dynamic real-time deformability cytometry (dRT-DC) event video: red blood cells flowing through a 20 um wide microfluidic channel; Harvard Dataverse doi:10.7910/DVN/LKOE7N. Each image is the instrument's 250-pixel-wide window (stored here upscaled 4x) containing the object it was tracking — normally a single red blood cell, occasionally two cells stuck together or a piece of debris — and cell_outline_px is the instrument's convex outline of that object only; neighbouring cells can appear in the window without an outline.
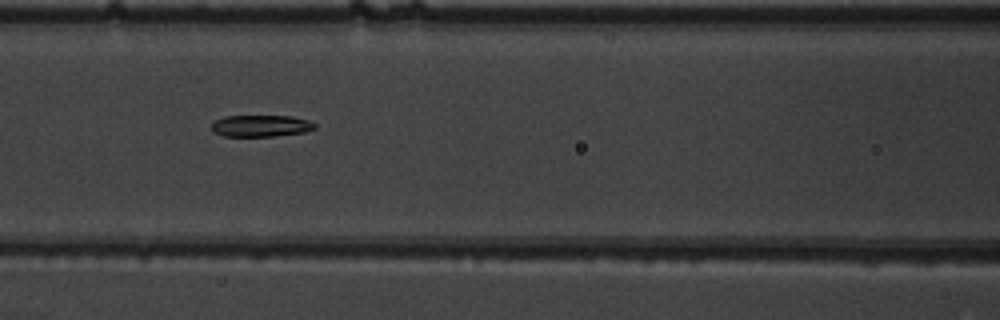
{"species": "common noctule bat (a hibernating species)", "species_latin": "Nyctalus noctula", "temperature_condition": "warm", "stored_images_in_passage": 37, "camera_frame_rate_fps": 3000, "um_per_image_px": 0.085, "animal": {"sex": "male", "body_mass_g": 19.5, "forearm_length_mm": 54.6}, "frame": {"image": 1, "passage_image": 8, "time_ms": 2.333, "image_size_px": [1000, 320], "cell_outline_px": [[316, 128], [304, 132], [276, 136], [224, 136], [212, 132], [212, 124], [216, 120], [224, 116], [292, 116], [308, 120], [316, 124]], "centroid_in_image_um": [22.18, 10.7], "position_along_channel_um": 144.4, "area_um2": 13.06}}
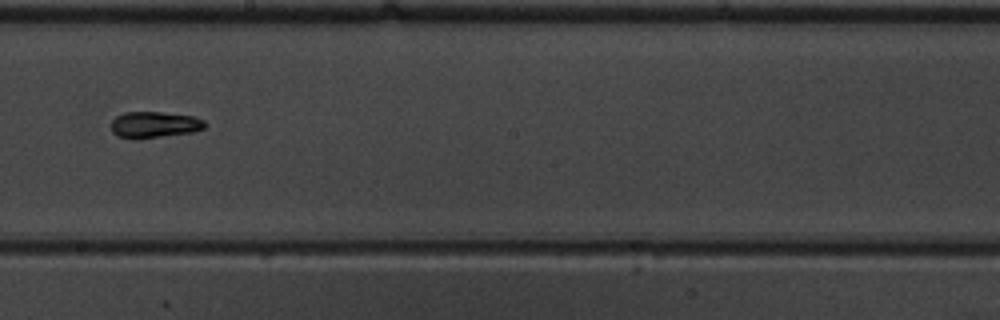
{"frame": {"image": 2, "passage_image": 15, "time_ms": 4.667, "image_size_px": [1000, 320], "cell_outline_px": [[208, 124], [204, 128], [192, 132], [136, 140], [132, 140], [116, 136], [112, 132], [112, 120], [116, 116], [124, 112], [160, 112], [192, 116], [204, 120]], "centroid_in_image_um": [13.09, 10.62], "position_along_channel_um": 235.1, "area_um2": 14.57}}
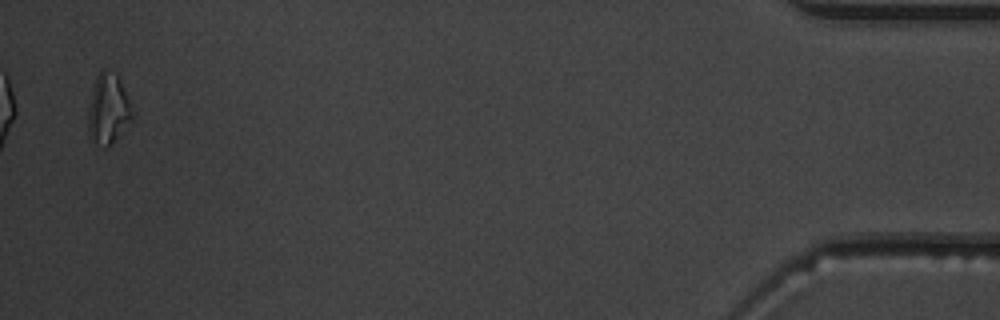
{"frame": {"image": 3, "passage_image": 36, "time_ms": 11.667, "image_size_px": [1000, 320], "cell_outline_px": [[136, 116], [104, 148], [96, 144], [88, 132], [88, 108], [96, 76], [104, 68], [116, 72], [120, 80]], "centroid_in_image_um": [9.2, 9.22], "position_along_channel_um": 426.0, "area_um2": 17.86}, "authors_computed_cell_mechanics": {"area_um2": 13.9876, "velocity_mm_per_s": 3.8882, "shape_relaxation_time_tau1_ms": 7.1126, "shape_relaxation_time_tau2_ms": 2.1831, "deformation_change_tau1": 0.2244, "deformation_change_tau2": 0.0816}}